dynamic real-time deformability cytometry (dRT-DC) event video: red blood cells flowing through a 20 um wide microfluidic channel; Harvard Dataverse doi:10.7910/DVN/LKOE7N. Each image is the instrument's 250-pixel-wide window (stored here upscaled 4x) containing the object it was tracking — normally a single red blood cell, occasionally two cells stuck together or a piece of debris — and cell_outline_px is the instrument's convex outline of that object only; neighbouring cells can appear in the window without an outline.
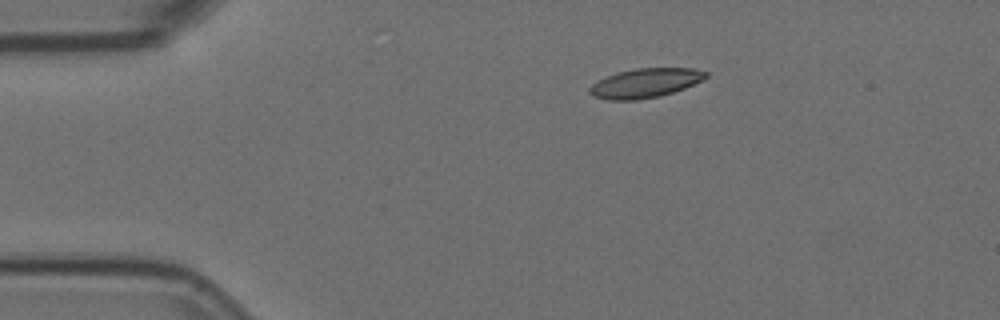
{"species": "Egyptian fruit bat (a non-hibernating species)", "species_latin": "Rousettus aegyptiacus", "temperature_condition": "room temperature", "stored_images_in_passage": 3, "camera_frame_rate_fps": 3000, "um_per_image_px": 0.085, "animal": {"sex": "female"}, "frame": {"image": 1, "passage_image": 1, "time_ms": 0.0, "image_size_px": [1000, 320], "cell_outline_px": [[708, 76], [704, 80], [684, 88], [660, 96], [636, 100], [608, 100], [592, 96], [588, 92], [588, 88], [592, 84], [616, 72], [636, 68], [696, 68], [708, 72]], "centroid_in_image_um": [54.86, 7.06], "position_along_channel_um": 30.1, "area_um2": 19.94}}